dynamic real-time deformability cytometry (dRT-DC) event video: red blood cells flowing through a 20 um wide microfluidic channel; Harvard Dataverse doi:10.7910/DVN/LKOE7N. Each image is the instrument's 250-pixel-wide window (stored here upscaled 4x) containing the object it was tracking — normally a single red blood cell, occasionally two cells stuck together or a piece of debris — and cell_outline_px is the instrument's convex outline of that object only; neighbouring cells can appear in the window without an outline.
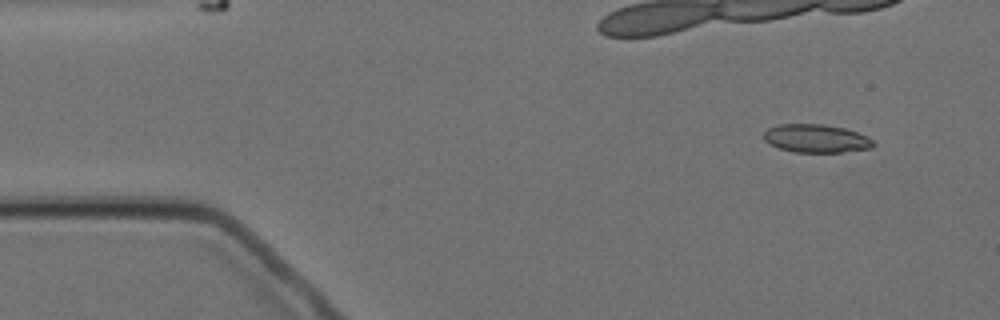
{"species": "Egyptian fruit bat (a non-hibernating species)", "species_latin": "Rousettus aegyptiacus", "temperature_condition": "cold", "stored_images_in_passage": 6, "camera_frame_rate_fps": 3000, "um_per_image_px": 0.085, "animal": {"sex": "female"}, "frame": {"image": 1, "passage_image": 2, "time_ms": 1.0, "image_size_px": [1000, 320], "cell_outline_px": [[876, 144], [872, 148], [840, 152], [796, 152], [780, 148], [768, 144], [764, 140], [764, 132], [768, 128], [776, 124], [820, 124], [844, 128], [868, 136]], "centroid_in_image_um": [69.36, 11.77], "position_along_channel_um": 15.6, "area_um2": 18.03}}
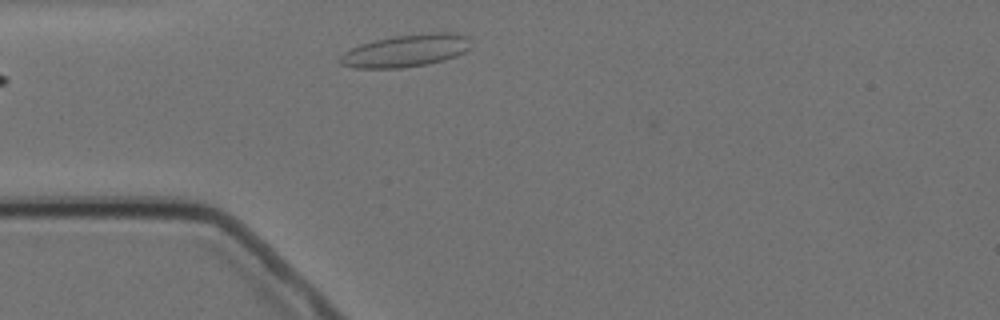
{"frame": {"image": 2, "passage_image": 6, "time_ms": 6.667, "image_size_px": [1000, 320], "cell_outline_px": [[468, 48], [464, 52], [456, 56], [444, 60], [428, 64], [400, 68], [356, 68], [340, 64], [340, 56], [344, 52], [360, 44], [376, 40], [396, 36], [424, 32], [456, 32], [468, 36]], "centroid_in_image_um": [34.52, 4.3], "position_along_channel_um": 50.5, "area_um2": 24.68}}